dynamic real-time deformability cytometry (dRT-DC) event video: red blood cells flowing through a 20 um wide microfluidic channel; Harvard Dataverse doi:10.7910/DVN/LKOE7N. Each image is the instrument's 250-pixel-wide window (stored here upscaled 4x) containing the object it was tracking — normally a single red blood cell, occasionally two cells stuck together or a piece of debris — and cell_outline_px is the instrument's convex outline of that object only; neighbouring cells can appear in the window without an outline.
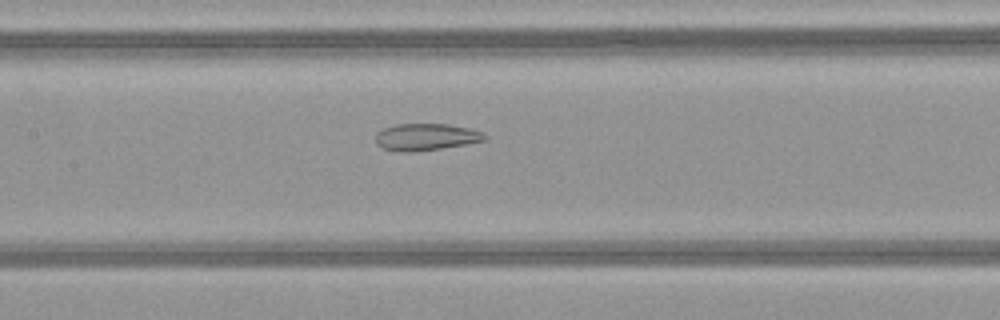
{"species": "common noctule bat (a hibernating species)", "species_latin": "Nyctalus noctula", "temperature_condition": "warm", "stored_images_in_passage": 38, "camera_frame_rate_fps": 3000, "um_per_image_px": 0.085, "animal": {"sex": "female", "body_mass_g": 21.9}, "frame": {"image": 1, "passage_image": 21, "time_ms": 6.667, "image_size_px": [1000, 320], "cell_outline_px": [[488, 140], [468, 144], [412, 152], [400, 152], [384, 148], [376, 144], [376, 132], [384, 128], [396, 124], [448, 124], [468, 128], [484, 132], [488, 136]], "centroid_in_image_um": [36.24, 11.64], "position_along_channel_um": 171.2, "area_um2": 17.22}}
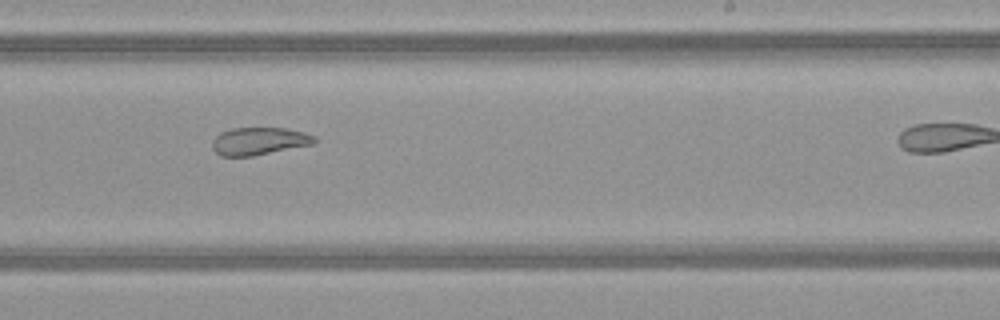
{"frame": {"image": 2, "passage_image": 28, "time_ms": 9.0, "image_size_px": [1000, 320], "cell_outline_px": [[316, 144], [252, 156], [220, 156], [212, 148], [212, 140], [220, 132], [232, 128], [288, 128], [304, 132], [316, 136]], "centroid_in_image_um": [22.05, 11.99], "position_along_channel_um": 267.0, "area_um2": 16.65}}
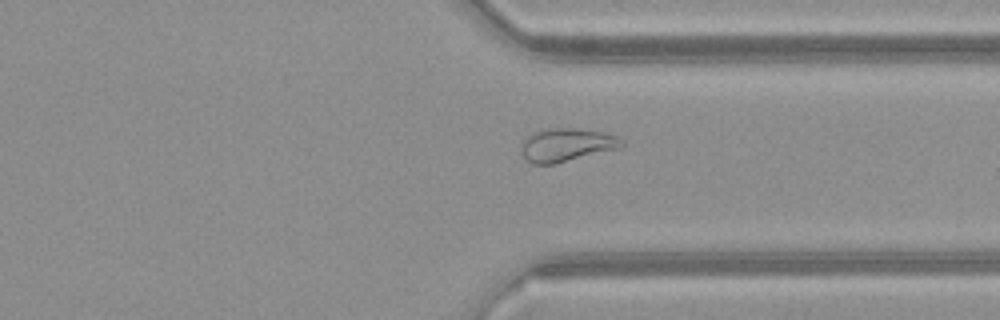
{"frame": {"image": 3, "passage_image": 35, "time_ms": 11.333, "image_size_px": [1000, 320], "cell_outline_px": [[624, 144], [620, 148], [556, 164], [532, 164], [520, 152], [520, 144], [532, 132], [544, 128], [572, 128], [604, 132], [616, 136], [624, 140]], "centroid_in_image_um": [48.14, 12.31], "position_along_channel_um": 363.3, "area_um2": 19.71}}